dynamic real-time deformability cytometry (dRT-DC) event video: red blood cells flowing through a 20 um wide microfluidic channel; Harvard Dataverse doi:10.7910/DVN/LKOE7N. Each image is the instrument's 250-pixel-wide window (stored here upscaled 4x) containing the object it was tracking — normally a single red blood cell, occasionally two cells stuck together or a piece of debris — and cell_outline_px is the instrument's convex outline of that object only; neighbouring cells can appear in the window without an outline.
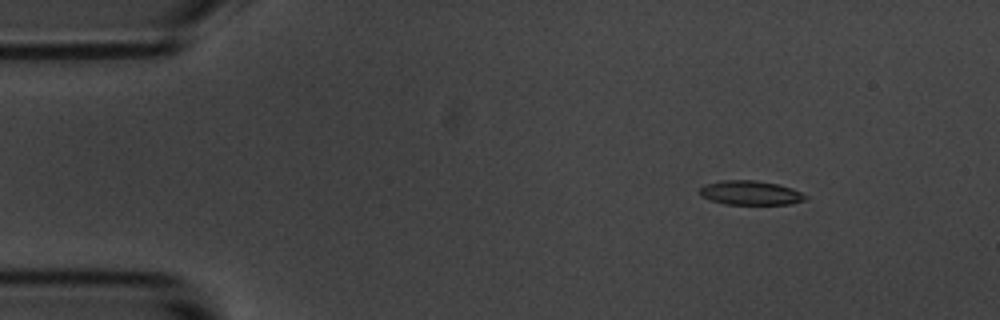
{"species": "common noctule bat (a hibernating species)", "species_latin": "Nyctalus noctula", "temperature_condition": "room temperature", "stored_images_in_passage": 8, "camera_frame_rate_fps": 3000, "um_per_image_px": 0.085, "animal": {"sex": "male", "body_mass_g": 20.1, "forearm_length_mm": 53.5}, "frame": {"image": 1, "passage_image": 3, "time_ms": 2.333, "image_size_px": [1000, 320], "cell_outline_px": [[808, 196], [804, 200], [788, 204], [724, 204], [700, 196], [700, 188], [704, 184], [724, 180], [756, 180], [776, 184], [792, 188]], "centroid_in_image_um": [63.76, 16.39], "position_along_channel_um": 21.2, "area_um2": 14.8}}
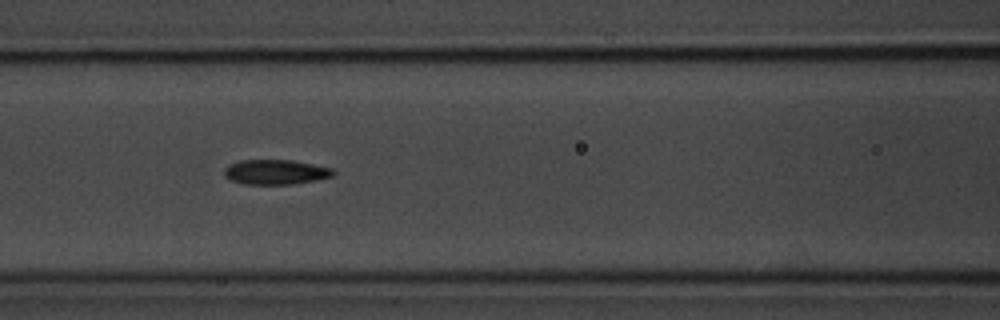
{"frame": {"image": 2, "passage_image": 8, "time_ms": 8.0, "image_size_px": [1000, 320], "cell_outline_px": [[336, 172], [332, 176], [316, 180], [292, 184], [244, 184], [232, 180], [224, 176], [224, 168], [228, 164], [240, 160], [292, 160], [332, 168]], "centroid_in_image_um": [23.41, 14.62], "position_along_channel_um": 143.2, "area_um2": 15.78}}